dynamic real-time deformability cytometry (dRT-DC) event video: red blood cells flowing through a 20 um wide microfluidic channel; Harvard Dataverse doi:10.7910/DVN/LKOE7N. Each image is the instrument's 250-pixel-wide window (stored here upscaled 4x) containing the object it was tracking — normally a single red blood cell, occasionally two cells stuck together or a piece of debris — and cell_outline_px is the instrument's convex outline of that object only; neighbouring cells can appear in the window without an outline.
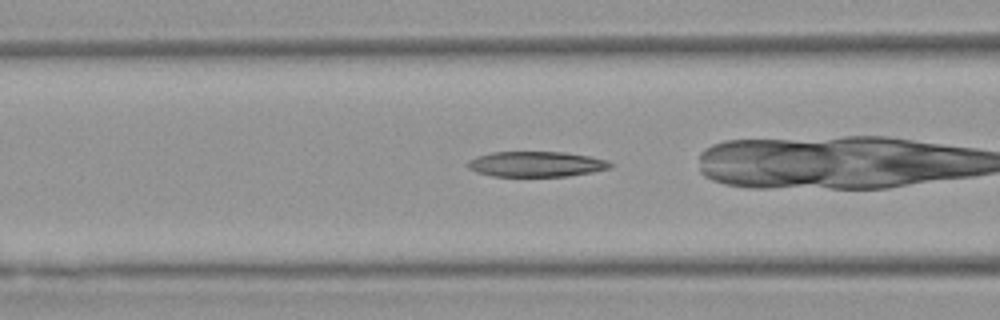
{"species": "Egyptian fruit bat (a non-hibernating species)", "species_latin": "Rousettus aegyptiacus", "temperature_condition": "warm", "stored_images_in_passage": 42, "camera_frame_rate_fps": 3000, "um_per_image_px": 0.085, "animal": {"sex": "female"}, "frame": {"image": 1, "passage_image": 10, "time_ms": 3.0, "image_size_px": [1000, 320], "cell_outline_px": [[612, 168], [592, 172], [568, 176], [492, 176], [476, 172], [468, 168], [468, 160], [476, 156], [492, 152], [564, 152], [588, 156], [608, 160], [612, 164]], "centroid_in_image_um": [45.57, 13.95], "position_along_channel_um": 121.0, "area_um2": 21.1}}
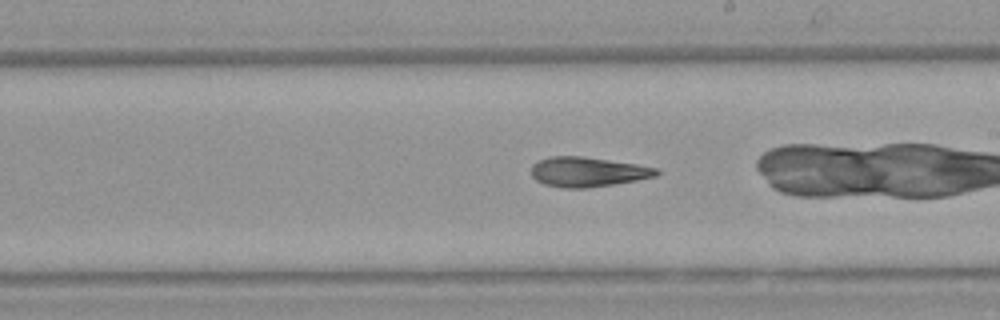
{"frame": {"image": 2, "passage_image": 19, "time_ms": 6.0, "image_size_px": [1000, 320], "cell_outline_px": [[660, 172], [656, 176], [636, 180], [588, 188], [564, 188], [544, 184], [536, 180], [532, 176], [532, 164], [540, 160], [552, 156], [584, 156], [636, 164], [660, 168]], "centroid_in_image_um": [49.97, 14.61], "position_along_channel_um": 239.0, "area_um2": 21.68}}
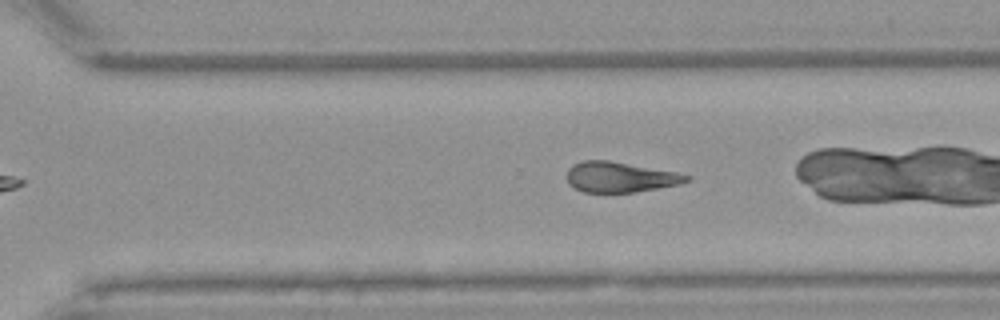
{"frame": {"image": 3, "passage_image": 25, "time_ms": 8.0, "image_size_px": [1000, 320], "cell_outline_px": [[692, 176], [688, 180], [680, 184], [632, 192], [584, 192], [568, 184], [568, 168], [572, 164], [584, 160], [608, 160], [676, 172]], "centroid_in_image_um": [52.68, 15.04], "position_along_channel_um": 317.9, "area_um2": 20.92}, "authors_computed_cell_mechanics": {"area_um2": 22.2241, "velocity_mm_per_s": 3.9421, "shape_relaxation_time_tau1_ms": 4.7688, "shape_relaxation_time_tau2_ms": 4.2699, "deformation_change_tau1": 0.15, "deformation_change_tau2": 0.1611}}